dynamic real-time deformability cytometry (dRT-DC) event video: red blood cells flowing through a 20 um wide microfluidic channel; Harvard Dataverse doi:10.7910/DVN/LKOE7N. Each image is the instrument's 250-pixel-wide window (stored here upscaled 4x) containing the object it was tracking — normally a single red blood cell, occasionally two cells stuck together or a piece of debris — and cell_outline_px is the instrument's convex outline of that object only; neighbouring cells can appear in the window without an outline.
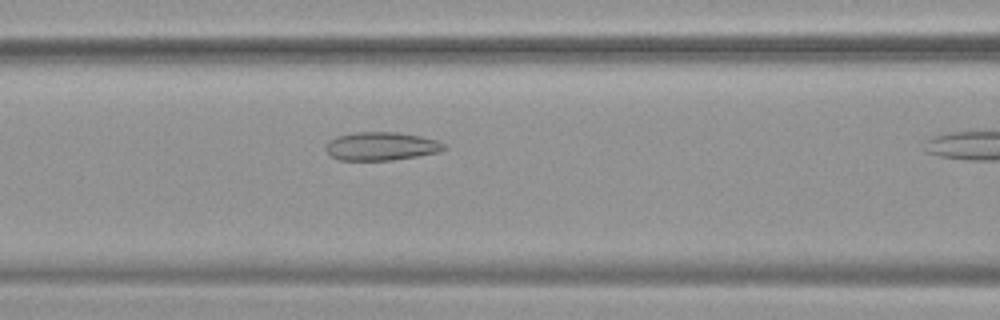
{"species": "common noctule bat (a hibernating species)", "species_latin": "Nyctalus noctula", "temperature_condition": "warm", "stored_images_in_passage": 7, "camera_frame_rate_fps": 3000, "um_per_image_px": 0.085, "animal": {"sex": "female", "body_mass_g": 19.9}, "frame": {"image": 1, "passage_image": 6, "time_ms": 1.667, "image_size_px": [1000, 320], "cell_outline_px": [[448, 148], [440, 152], [392, 160], [340, 160], [332, 156], [328, 152], [328, 140], [340, 136], [356, 132], [396, 132], [420, 136], [436, 140], [448, 144]], "centroid_in_image_um": [32.49, 12.43], "position_along_channel_um": 134.1, "area_um2": 19.36}}